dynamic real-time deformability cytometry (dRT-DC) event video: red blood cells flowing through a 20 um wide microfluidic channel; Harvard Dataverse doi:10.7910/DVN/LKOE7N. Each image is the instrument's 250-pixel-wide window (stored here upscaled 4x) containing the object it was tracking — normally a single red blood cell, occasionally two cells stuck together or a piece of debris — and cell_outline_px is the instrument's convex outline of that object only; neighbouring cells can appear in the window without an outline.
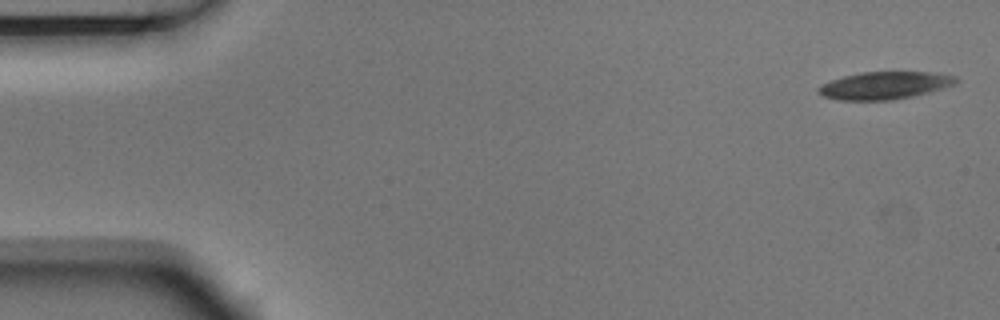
{"species": "Egyptian fruit bat (a non-hibernating species)", "species_latin": "Rousettus aegyptiacus", "temperature_condition": "room temperature", "stored_images_in_passage": 8, "camera_frame_rate_fps": 3000, "um_per_image_px": 0.085, "animal": {"sex": "male"}, "frame": {"image": 1, "passage_image": 1, "time_ms": 0.0, "image_size_px": [1000, 320], "cell_outline_px": [[960, 80], [956, 84], [944, 88], [912, 96], [892, 100], [836, 100], [824, 96], [816, 88], [820, 84], [844, 76], [860, 72], [928, 72], [956, 76]], "centroid_in_image_um": [75.2, 7.26], "position_along_channel_um": 9.8, "area_um2": 22.02}}
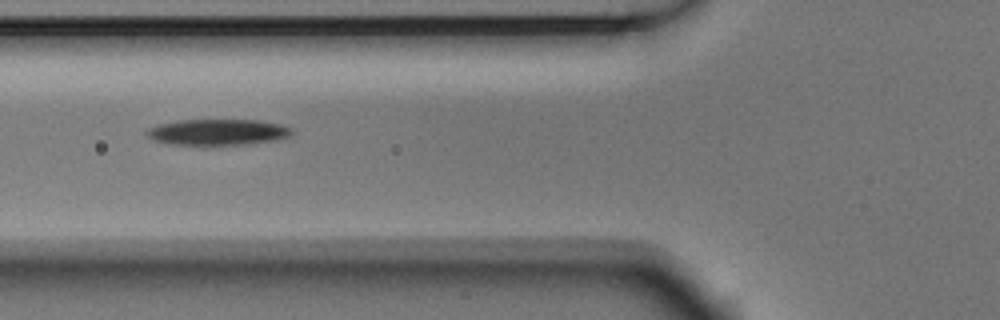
{"frame": {"image": 2, "passage_image": 5, "time_ms": 1.333, "image_size_px": [1000, 320], "cell_outline_px": [[296, 132], [292, 136], [280, 140], [244, 144], [176, 144], [156, 140], [148, 136], [144, 132], [148, 128], [156, 124], [180, 120], [260, 120], [280, 124], [292, 128]], "centroid_in_image_um": [18.6, 11.21], "position_along_channel_um": 107.2, "area_um2": 22.02}}
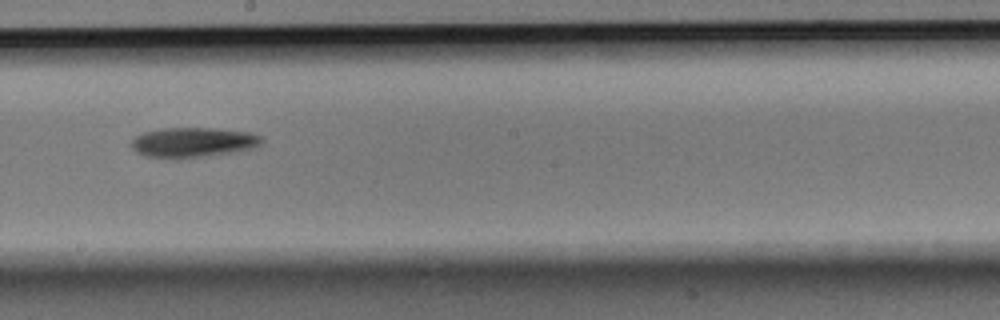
{"frame": {"image": 3, "passage_image": 8, "time_ms": 2.333, "image_size_px": [1000, 320], "cell_outline_px": [[264, 140], [260, 144], [252, 148], [228, 152], [176, 160], [144, 156], [136, 152], [128, 144], [136, 136], [144, 132], [164, 128], [216, 128], [248, 132], [260, 136]], "centroid_in_image_um": [16.32, 12.11], "position_along_channel_um": 231.9, "area_um2": 22.77}}